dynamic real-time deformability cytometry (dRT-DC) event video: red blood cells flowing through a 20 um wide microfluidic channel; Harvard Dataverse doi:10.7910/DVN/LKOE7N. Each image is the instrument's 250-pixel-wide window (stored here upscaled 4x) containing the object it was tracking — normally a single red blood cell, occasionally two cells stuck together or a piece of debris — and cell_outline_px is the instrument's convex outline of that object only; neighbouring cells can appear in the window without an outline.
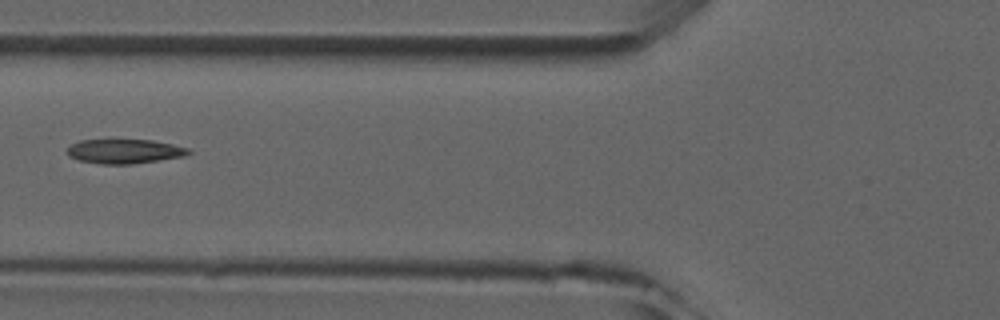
{"species": "common noctule bat (a hibernating species)", "species_latin": "Nyctalus noctula", "temperature_condition": "room temperature", "stored_images_in_passage": 3, "camera_frame_rate_fps": 3000, "um_per_image_px": 0.085, "animal": {"sex": "male", "forearm_length_mm": 52.5}, "frame": {"image": 1, "passage_image": 2, "time_ms": 1.333, "image_size_px": [1000, 320], "cell_outline_px": [[192, 152], [184, 156], [132, 164], [100, 164], [80, 160], [68, 156], [68, 148], [72, 144], [80, 140], [152, 140], [172, 144], [188, 148]], "centroid_in_image_um": [10.59, 12.86], "position_along_channel_um": 115.2, "area_um2": 17.05}}
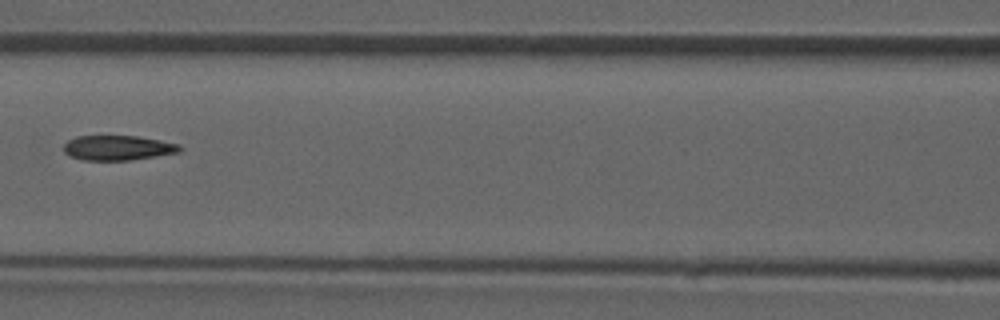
{"frame": {"image": 2, "passage_image": 3, "time_ms": 2.333, "image_size_px": [1000, 320], "cell_outline_px": [[184, 148], [180, 152], [132, 160], [84, 160], [72, 156], [64, 152], [64, 144], [68, 140], [76, 136], [136, 136], [160, 140], [180, 144]], "centroid_in_image_um": [10.06, 12.56], "position_along_channel_um": 156.5, "area_um2": 16.82}}